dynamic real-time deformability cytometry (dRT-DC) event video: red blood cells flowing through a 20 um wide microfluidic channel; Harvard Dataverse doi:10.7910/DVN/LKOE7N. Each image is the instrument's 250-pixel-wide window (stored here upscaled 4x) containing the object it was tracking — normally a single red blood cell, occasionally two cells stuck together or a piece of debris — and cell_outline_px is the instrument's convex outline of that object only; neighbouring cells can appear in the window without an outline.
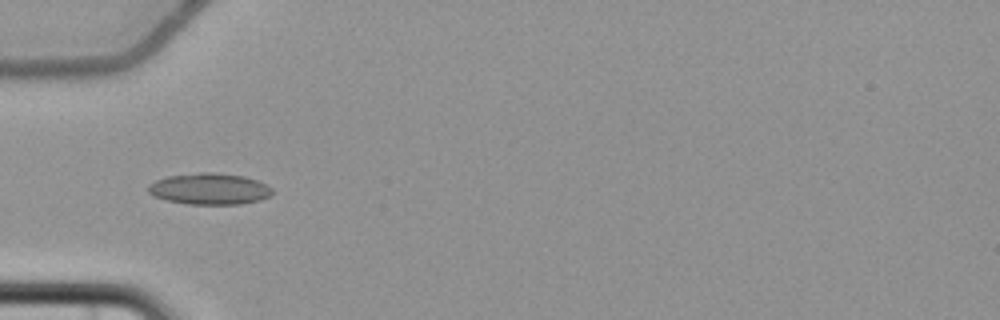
{"species": "common noctule bat (a hibernating species)", "species_latin": "Nyctalus noctula", "temperature_condition": "cold", "stored_images_in_passage": 10, "camera_frame_rate_fps": 3000, "um_per_image_px": 0.085, "animal": {"sex": "female", "body_mass_g": 22.7, "forearm_length_mm": 54.2}, "frame": {"image": 1, "passage_image": 5, "time_ms": 4.667, "image_size_px": [1000, 320], "cell_outline_px": [[272, 192], [268, 196], [260, 200], [240, 204], [188, 204], [168, 200], [152, 196], [148, 192], [148, 184], [156, 180], [168, 176], [200, 172], [216, 172], [244, 176], [256, 180], [272, 188]], "centroid_in_image_um": [17.78, 16.05], "position_along_channel_um": 67.2, "area_um2": 22.6}}
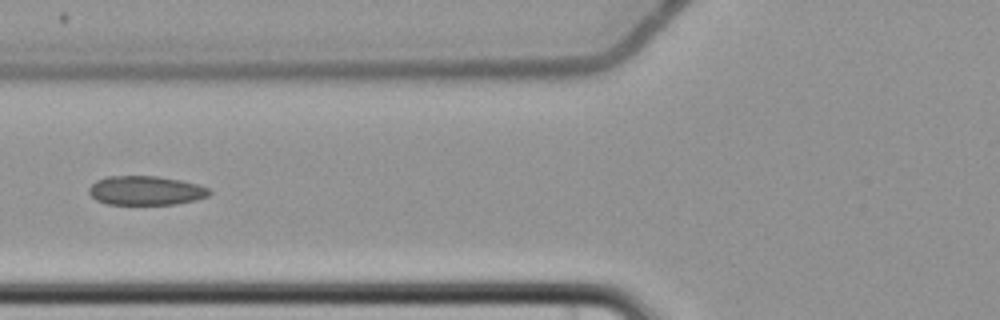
{"frame": {"image": 2, "passage_image": 6, "time_ms": 6.0, "image_size_px": [1000, 320], "cell_outline_px": [[212, 192], [208, 196], [196, 200], [176, 204], [108, 204], [96, 200], [88, 192], [88, 188], [96, 180], [108, 176], [156, 176], [180, 180], [196, 184], [208, 188]], "centroid_in_image_um": [12.38, 16.19], "position_along_channel_um": 113.4, "area_um2": 20.4}}
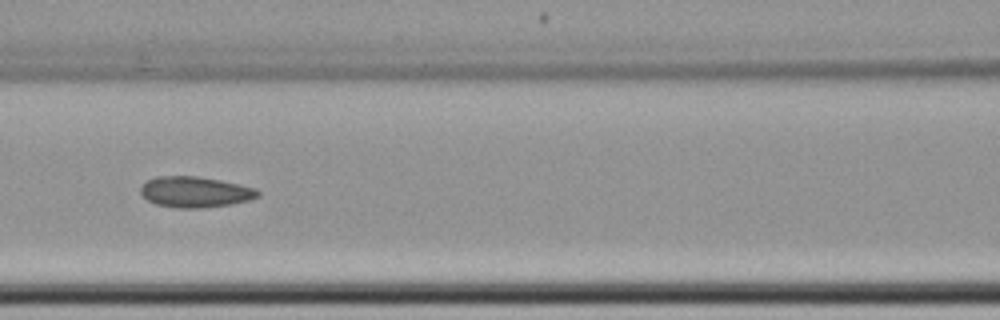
{"frame": {"image": 3, "passage_image": 7, "time_ms": 7.0, "image_size_px": [1000, 320], "cell_outline_px": [[260, 196], [248, 200], [228, 204], [200, 208], [180, 208], [156, 204], [148, 200], [140, 192], [140, 188], [148, 180], [156, 176], [196, 176], [220, 180], [240, 184], [256, 188], [260, 192]], "centroid_in_image_um": [16.6, 16.31], "position_along_channel_um": 150.0, "area_um2": 20.87}}